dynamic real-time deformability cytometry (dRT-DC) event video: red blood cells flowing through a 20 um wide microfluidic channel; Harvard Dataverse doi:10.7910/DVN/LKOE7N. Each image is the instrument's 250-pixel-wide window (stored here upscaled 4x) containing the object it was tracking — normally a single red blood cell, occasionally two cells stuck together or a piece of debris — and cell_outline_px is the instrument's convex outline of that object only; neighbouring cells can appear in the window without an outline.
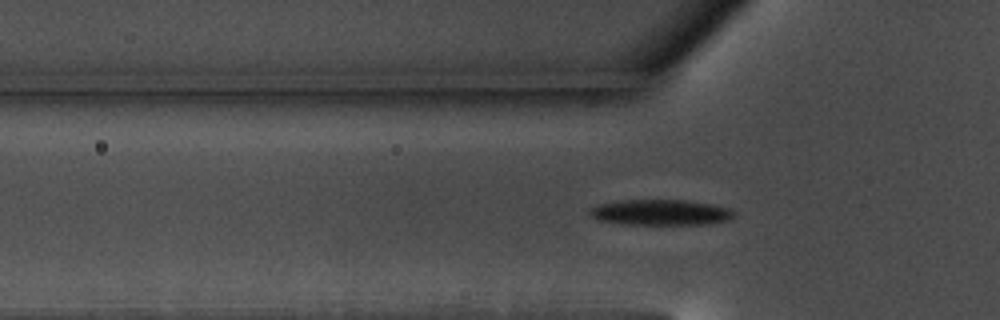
{"species": "common noctule bat (a hibernating species)", "species_latin": "Nyctalus noctula", "temperature_condition": "warm", "stored_images_in_passage": 40, "camera_frame_rate_fps": 3000, "um_per_image_px": 0.085, "animal": {"sex": "male", "body_mass_g": 17.5, "forearm_length_mm": 52.3}, "frame": {"image": 1, "passage_image": 7, "time_ms": 2.0, "image_size_px": [1000, 320], "cell_outline_px": [[736, 216], [728, 220], [700, 224], [624, 224], [600, 220], [588, 216], [588, 212], [592, 208], [600, 204], [620, 200], [688, 200], [712, 204], [728, 208]], "centroid_in_image_um": [56.12, 18.05], "position_along_channel_um": 69.7, "area_um2": 21.39}}
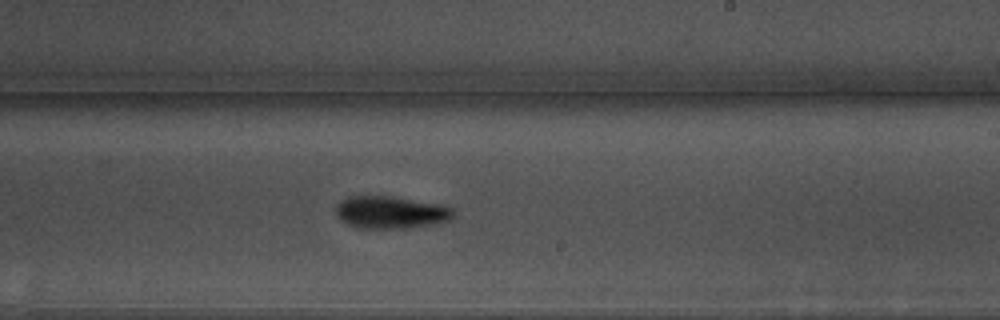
{"frame": {"image": 2, "passage_image": 23, "time_ms": 7.333, "image_size_px": [1000, 320], "cell_outline_px": [[456, 212], [448, 220], [428, 224], [404, 228], [356, 228], [340, 220], [336, 216], [336, 204], [340, 200], [348, 196], [392, 196], [436, 204], [452, 208]], "centroid_in_image_um": [33.12, 18.04], "position_along_channel_um": 255.9, "area_um2": 21.96}}
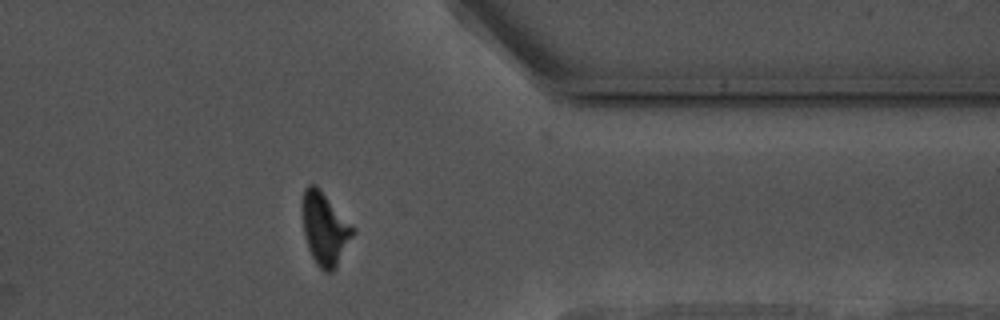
{"frame": {"image": 3, "passage_image": 35, "time_ms": 11.333, "image_size_px": [1000, 320], "cell_outline_px": [[356, 232], [336, 268], [332, 272], [324, 272], [316, 264], [308, 248], [304, 232], [300, 212], [300, 200], [304, 188], [308, 184], [316, 184], [320, 188], [356, 228]], "centroid_in_image_um": [27.59, 19.4], "position_along_channel_um": 383.8, "area_um2": 22.2}, "authors_computed_cell_mechanics": {"area_um2": 21.2415, "velocity_mm_per_s": 3.5035, "shape_relaxation_time_tau1_ms": 3.3662, "shape_relaxation_time_tau2_ms": 3.9603, "deformation_change_tau1": 0.1557, "deformation_change_tau2": 0.1081}}